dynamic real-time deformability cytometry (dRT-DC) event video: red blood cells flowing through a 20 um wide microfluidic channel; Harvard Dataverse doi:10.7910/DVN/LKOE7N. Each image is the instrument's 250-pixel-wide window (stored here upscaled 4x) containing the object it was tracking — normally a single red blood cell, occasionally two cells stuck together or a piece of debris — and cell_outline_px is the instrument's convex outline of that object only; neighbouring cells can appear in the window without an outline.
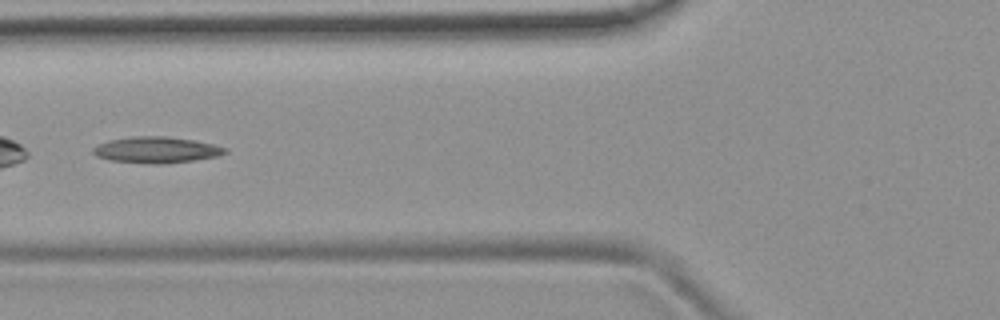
{"species": "common noctule bat (a hibernating species)", "species_latin": "Nyctalus noctula", "temperature_condition": "room temperature", "stored_images_in_passage": 3, "camera_frame_rate_fps": 3000, "um_per_image_px": 0.085, "animal": {"sex": "female", "body_mass_g": 19.9}, "frame": {"image": 1, "passage_image": 3, "time_ms": 2.333, "image_size_px": [1000, 320], "cell_outline_px": [[228, 152], [216, 156], [192, 160], [160, 164], [152, 164], [108, 160], [96, 156], [92, 152], [92, 148], [108, 140], [132, 136], [164, 136], [192, 140], [212, 144], [228, 148]], "centroid_in_image_um": [13.25, 12.74], "position_along_channel_um": 112.5, "area_um2": 20.0}}